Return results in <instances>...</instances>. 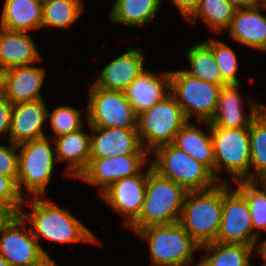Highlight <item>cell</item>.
Returning a JSON list of instances; mask_svg holds the SVG:
<instances>
[{
	"label": "cell",
	"instance_id": "cell-11",
	"mask_svg": "<svg viewBox=\"0 0 266 266\" xmlns=\"http://www.w3.org/2000/svg\"><path fill=\"white\" fill-rule=\"evenodd\" d=\"M232 186V181L231 184L223 182L222 218L215 242L253 247L258 237L253 232L248 203L237 189H231Z\"/></svg>",
	"mask_w": 266,
	"mask_h": 266
},
{
	"label": "cell",
	"instance_id": "cell-16",
	"mask_svg": "<svg viewBox=\"0 0 266 266\" xmlns=\"http://www.w3.org/2000/svg\"><path fill=\"white\" fill-rule=\"evenodd\" d=\"M87 125L91 132L90 158L149 154L142 146L137 128H101Z\"/></svg>",
	"mask_w": 266,
	"mask_h": 266
},
{
	"label": "cell",
	"instance_id": "cell-7",
	"mask_svg": "<svg viewBox=\"0 0 266 266\" xmlns=\"http://www.w3.org/2000/svg\"><path fill=\"white\" fill-rule=\"evenodd\" d=\"M214 149V176L220 182H228L220 177L222 169L234 179L250 181V138L249 127L219 128L210 126Z\"/></svg>",
	"mask_w": 266,
	"mask_h": 266
},
{
	"label": "cell",
	"instance_id": "cell-17",
	"mask_svg": "<svg viewBox=\"0 0 266 266\" xmlns=\"http://www.w3.org/2000/svg\"><path fill=\"white\" fill-rule=\"evenodd\" d=\"M145 50L128 47V50L110 61L99 71L95 82L96 87L125 91L126 88L145 70Z\"/></svg>",
	"mask_w": 266,
	"mask_h": 266
},
{
	"label": "cell",
	"instance_id": "cell-41",
	"mask_svg": "<svg viewBox=\"0 0 266 266\" xmlns=\"http://www.w3.org/2000/svg\"><path fill=\"white\" fill-rule=\"evenodd\" d=\"M253 252H255L257 255H259V258L263 260V263L261 266H266V238L261 239L260 237L256 239L255 243L253 244Z\"/></svg>",
	"mask_w": 266,
	"mask_h": 266
},
{
	"label": "cell",
	"instance_id": "cell-30",
	"mask_svg": "<svg viewBox=\"0 0 266 266\" xmlns=\"http://www.w3.org/2000/svg\"><path fill=\"white\" fill-rule=\"evenodd\" d=\"M250 138V181L266 180V109L263 108L251 121Z\"/></svg>",
	"mask_w": 266,
	"mask_h": 266
},
{
	"label": "cell",
	"instance_id": "cell-5",
	"mask_svg": "<svg viewBox=\"0 0 266 266\" xmlns=\"http://www.w3.org/2000/svg\"><path fill=\"white\" fill-rule=\"evenodd\" d=\"M147 241L152 266H181L195 261L200 245L179 223L152 225L135 232Z\"/></svg>",
	"mask_w": 266,
	"mask_h": 266
},
{
	"label": "cell",
	"instance_id": "cell-32",
	"mask_svg": "<svg viewBox=\"0 0 266 266\" xmlns=\"http://www.w3.org/2000/svg\"><path fill=\"white\" fill-rule=\"evenodd\" d=\"M236 183V189L245 197L248 203L253 232L259 238L261 233L266 231V180H240Z\"/></svg>",
	"mask_w": 266,
	"mask_h": 266
},
{
	"label": "cell",
	"instance_id": "cell-38",
	"mask_svg": "<svg viewBox=\"0 0 266 266\" xmlns=\"http://www.w3.org/2000/svg\"><path fill=\"white\" fill-rule=\"evenodd\" d=\"M164 0H162L163 2ZM187 21L199 7L201 0H169Z\"/></svg>",
	"mask_w": 266,
	"mask_h": 266
},
{
	"label": "cell",
	"instance_id": "cell-42",
	"mask_svg": "<svg viewBox=\"0 0 266 266\" xmlns=\"http://www.w3.org/2000/svg\"><path fill=\"white\" fill-rule=\"evenodd\" d=\"M33 266H58L54 259L49 256L44 257L40 262L34 264Z\"/></svg>",
	"mask_w": 266,
	"mask_h": 266
},
{
	"label": "cell",
	"instance_id": "cell-31",
	"mask_svg": "<svg viewBox=\"0 0 266 266\" xmlns=\"http://www.w3.org/2000/svg\"><path fill=\"white\" fill-rule=\"evenodd\" d=\"M235 10L229 0H201L199 7L187 22L194 25L201 19L209 30L218 34L230 26Z\"/></svg>",
	"mask_w": 266,
	"mask_h": 266
},
{
	"label": "cell",
	"instance_id": "cell-9",
	"mask_svg": "<svg viewBox=\"0 0 266 266\" xmlns=\"http://www.w3.org/2000/svg\"><path fill=\"white\" fill-rule=\"evenodd\" d=\"M170 93L181 106L185 117L192 121L210 122L215 114L222 86L208 83L179 69L169 71Z\"/></svg>",
	"mask_w": 266,
	"mask_h": 266
},
{
	"label": "cell",
	"instance_id": "cell-29",
	"mask_svg": "<svg viewBox=\"0 0 266 266\" xmlns=\"http://www.w3.org/2000/svg\"><path fill=\"white\" fill-rule=\"evenodd\" d=\"M84 8V0H43L41 29L70 28L83 15Z\"/></svg>",
	"mask_w": 266,
	"mask_h": 266
},
{
	"label": "cell",
	"instance_id": "cell-19",
	"mask_svg": "<svg viewBox=\"0 0 266 266\" xmlns=\"http://www.w3.org/2000/svg\"><path fill=\"white\" fill-rule=\"evenodd\" d=\"M44 67L30 65L5 70V97L14 105L43 99Z\"/></svg>",
	"mask_w": 266,
	"mask_h": 266
},
{
	"label": "cell",
	"instance_id": "cell-37",
	"mask_svg": "<svg viewBox=\"0 0 266 266\" xmlns=\"http://www.w3.org/2000/svg\"><path fill=\"white\" fill-rule=\"evenodd\" d=\"M13 107L14 105L5 96L0 98V139L8 136L9 141Z\"/></svg>",
	"mask_w": 266,
	"mask_h": 266
},
{
	"label": "cell",
	"instance_id": "cell-39",
	"mask_svg": "<svg viewBox=\"0 0 266 266\" xmlns=\"http://www.w3.org/2000/svg\"><path fill=\"white\" fill-rule=\"evenodd\" d=\"M18 215L19 213L9 203L0 201V231Z\"/></svg>",
	"mask_w": 266,
	"mask_h": 266
},
{
	"label": "cell",
	"instance_id": "cell-45",
	"mask_svg": "<svg viewBox=\"0 0 266 266\" xmlns=\"http://www.w3.org/2000/svg\"><path fill=\"white\" fill-rule=\"evenodd\" d=\"M196 262H192V263H189V264H186V265H181V266H204V264L202 263V261L200 260L198 263Z\"/></svg>",
	"mask_w": 266,
	"mask_h": 266
},
{
	"label": "cell",
	"instance_id": "cell-15",
	"mask_svg": "<svg viewBox=\"0 0 266 266\" xmlns=\"http://www.w3.org/2000/svg\"><path fill=\"white\" fill-rule=\"evenodd\" d=\"M241 85L242 83H230L221 87L215 114L209 122L210 126L227 129L246 128L264 108L262 103L249 98L250 113H246L244 98L239 91Z\"/></svg>",
	"mask_w": 266,
	"mask_h": 266
},
{
	"label": "cell",
	"instance_id": "cell-44",
	"mask_svg": "<svg viewBox=\"0 0 266 266\" xmlns=\"http://www.w3.org/2000/svg\"><path fill=\"white\" fill-rule=\"evenodd\" d=\"M0 266H10V264L6 261V259L0 255Z\"/></svg>",
	"mask_w": 266,
	"mask_h": 266
},
{
	"label": "cell",
	"instance_id": "cell-21",
	"mask_svg": "<svg viewBox=\"0 0 266 266\" xmlns=\"http://www.w3.org/2000/svg\"><path fill=\"white\" fill-rule=\"evenodd\" d=\"M124 92L135 114L139 115L170 94L169 70L158 74L145 70Z\"/></svg>",
	"mask_w": 266,
	"mask_h": 266
},
{
	"label": "cell",
	"instance_id": "cell-34",
	"mask_svg": "<svg viewBox=\"0 0 266 266\" xmlns=\"http://www.w3.org/2000/svg\"><path fill=\"white\" fill-rule=\"evenodd\" d=\"M212 50L214 59L221 71L223 80L227 83H242L237 77L239 63L238 56L228 43L216 38L203 40Z\"/></svg>",
	"mask_w": 266,
	"mask_h": 266
},
{
	"label": "cell",
	"instance_id": "cell-1",
	"mask_svg": "<svg viewBox=\"0 0 266 266\" xmlns=\"http://www.w3.org/2000/svg\"><path fill=\"white\" fill-rule=\"evenodd\" d=\"M26 204H29L31 211L25 212L22 209L20 214L30 223L33 236L39 245L41 238L55 244H102V241L77 217L70 214L68 209H63L46 196L24 198L22 208Z\"/></svg>",
	"mask_w": 266,
	"mask_h": 266
},
{
	"label": "cell",
	"instance_id": "cell-18",
	"mask_svg": "<svg viewBox=\"0 0 266 266\" xmlns=\"http://www.w3.org/2000/svg\"><path fill=\"white\" fill-rule=\"evenodd\" d=\"M48 107L44 99L14 104L10 126L9 141L14 144L46 136Z\"/></svg>",
	"mask_w": 266,
	"mask_h": 266
},
{
	"label": "cell",
	"instance_id": "cell-20",
	"mask_svg": "<svg viewBox=\"0 0 266 266\" xmlns=\"http://www.w3.org/2000/svg\"><path fill=\"white\" fill-rule=\"evenodd\" d=\"M265 6L249 9H236L230 26L226 29L228 37L234 42L266 53Z\"/></svg>",
	"mask_w": 266,
	"mask_h": 266
},
{
	"label": "cell",
	"instance_id": "cell-33",
	"mask_svg": "<svg viewBox=\"0 0 266 266\" xmlns=\"http://www.w3.org/2000/svg\"><path fill=\"white\" fill-rule=\"evenodd\" d=\"M81 117V110L74 106L60 105L52 111L48 109L47 120L50 121L49 124L51 125L50 128L53 133L52 136L48 137L54 139L81 129L84 127L83 123L85 124V122H87L86 115L85 119H82Z\"/></svg>",
	"mask_w": 266,
	"mask_h": 266
},
{
	"label": "cell",
	"instance_id": "cell-24",
	"mask_svg": "<svg viewBox=\"0 0 266 266\" xmlns=\"http://www.w3.org/2000/svg\"><path fill=\"white\" fill-rule=\"evenodd\" d=\"M43 0H4L0 27L10 31L41 30Z\"/></svg>",
	"mask_w": 266,
	"mask_h": 266
},
{
	"label": "cell",
	"instance_id": "cell-8",
	"mask_svg": "<svg viewBox=\"0 0 266 266\" xmlns=\"http://www.w3.org/2000/svg\"><path fill=\"white\" fill-rule=\"evenodd\" d=\"M187 122L176 98L168 94L137 115V132L143 148L150 154L160 146L173 144L175 135Z\"/></svg>",
	"mask_w": 266,
	"mask_h": 266
},
{
	"label": "cell",
	"instance_id": "cell-40",
	"mask_svg": "<svg viewBox=\"0 0 266 266\" xmlns=\"http://www.w3.org/2000/svg\"><path fill=\"white\" fill-rule=\"evenodd\" d=\"M236 9L258 8L265 5V0H229Z\"/></svg>",
	"mask_w": 266,
	"mask_h": 266
},
{
	"label": "cell",
	"instance_id": "cell-36",
	"mask_svg": "<svg viewBox=\"0 0 266 266\" xmlns=\"http://www.w3.org/2000/svg\"><path fill=\"white\" fill-rule=\"evenodd\" d=\"M24 198L10 177L0 175V201L9 203L20 214Z\"/></svg>",
	"mask_w": 266,
	"mask_h": 266
},
{
	"label": "cell",
	"instance_id": "cell-35",
	"mask_svg": "<svg viewBox=\"0 0 266 266\" xmlns=\"http://www.w3.org/2000/svg\"><path fill=\"white\" fill-rule=\"evenodd\" d=\"M9 145L0 144V175L10 177L16 184L18 178V145L8 141Z\"/></svg>",
	"mask_w": 266,
	"mask_h": 266
},
{
	"label": "cell",
	"instance_id": "cell-13",
	"mask_svg": "<svg viewBox=\"0 0 266 266\" xmlns=\"http://www.w3.org/2000/svg\"><path fill=\"white\" fill-rule=\"evenodd\" d=\"M150 154L115 155L112 158H90L86 169L77 179L96 186L99 195L111 184L125 177L139 174L150 162Z\"/></svg>",
	"mask_w": 266,
	"mask_h": 266
},
{
	"label": "cell",
	"instance_id": "cell-10",
	"mask_svg": "<svg viewBox=\"0 0 266 266\" xmlns=\"http://www.w3.org/2000/svg\"><path fill=\"white\" fill-rule=\"evenodd\" d=\"M86 124L101 128H137V115L124 91L89 87Z\"/></svg>",
	"mask_w": 266,
	"mask_h": 266
},
{
	"label": "cell",
	"instance_id": "cell-28",
	"mask_svg": "<svg viewBox=\"0 0 266 266\" xmlns=\"http://www.w3.org/2000/svg\"><path fill=\"white\" fill-rule=\"evenodd\" d=\"M185 56L189 61L190 69L182 68V70L187 74L215 85L223 86L227 84L222 78L211 48L204 41L197 42L189 47Z\"/></svg>",
	"mask_w": 266,
	"mask_h": 266
},
{
	"label": "cell",
	"instance_id": "cell-3",
	"mask_svg": "<svg viewBox=\"0 0 266 266\" xmlns=\"http://www.w3.org/2000/svg\"><path fill=\"white\" fill-rule=\"evenodd\" d=\"M17 188L20 195L45 197L46 187L53 180L57 159L53 139L44 136L18 145ZM23 189V190H22Z\"/></svg>",
	"mask_w": 266,
	"mask_h": 266
},
{
	"label": "cell",
	"instance_id": "cell-6",
	"mask_svg": "<svg viewBox=\"0 0 266 266\" xmlns=\"http://www.w3.org/2000/svg\"><path fill=\"white\" fill-rule=\"evenodd\" d=\"M150 156L152 169L182 186L187 192L213 188L219 181L203 164L173 144L158 147Z\"/></svg>",
	"mask_w": 266,
	"mask_h": 266
},
{
	"label": "cell",
	"instance_id": "cell-22",
	"mask_svg": "<svg viewBox=\"0 0 266 266\" xmlns=\"http://www.w3.org/2000/svg\"><path fill=\"white\" fill-rule=\"evenodd\" d=\"M42 61L39 49L29 32L10 31L0 27V68L30 66Z\"/></svg>",
	"mask_w": 266,
	"mask_h": 266
},
{
	"label": "cell",
	"instance_id": "cell-4",
	"mask_svg": "<svg viewBox=\"0 0 266 266\" xmlns=\"http://www.w3.org/2000/svg\"><path fill=\"white\" fill-rule=\"evenodd\" d=\"M223 182L186 194L179 223L200 245L215 242L222 218Z\"/></svg>",
	"mask_w": 266,
	"mask_h": 266
},
{
	"label": "cell",
	"instance_id": "cell-25",
	"mask_svg": "<svg viewBox=\"0 0 266 266\" xmlns=\"http://www.w3.org/2000/svg\"><path fill=\"white\" fill-rule=\"evenodd\" d=\"M207 127L206 134L202 128L188 121L175 135L173 145L205 165L214 174V149L209 122H199Z\"/></svg>",
	"mask_w": 266,
	"mask_h": 266
},
{
	"label": "cell",
	"instance_id": "cell-26",
	"mask_svg": "<svg viewBox=\"0 0 266 266\" xmlns=\"http://www.w3.org/2000/svg\"><path fill=\"white\" fill-rule=\"evenodd\" d=\"M162 0H115L108 15L113 24L144 27L162 8Z\"/></svg>",
	"mask_w": 266,
	"mask_h": 266
},
{
	"label": "cell",
	"instance_id": "cell-2",
	"mask_svg": "<svg viewBox=\"0 0 266 266\" xmlns=\"http://www.w3.org/2000/svg\"><path fill=\"white\" fill-rule=\"evenodd\" d=\"M186 194L182 186L159 175L149 162L143 206L127 229L135 233L148 226L179 222Z\"/></svg>",
	"mask_w": 266,
	"mask_h": 266
},
{
	"label": "cell",
	"instance_id": "cell-23",
	"mask_svg": "<svg viewBox=\"0 0 266 266\" xmlns=\"http://www.w3.org/2000/svg\"><path fill=\"white\" fill-rule=\"evenodd\" d=\"M57 162H67L64 176L78 178L86 169L90 159L91 133L83 127L53 139Z\"/></svg>",
	"mask_w": 266,
	"mask_h": 266
},
{
	"label": "cell",
	"instance_id": "cell-12",
	"mask_svg": "<svg viewBox=\"0 0 266 266\" xmlns=\"http://www.w3.org/2000/svg\"><path fill=\"white\" fill-rule=\"evenodd\" d=\"M27 221L19 214L0 231V255L10 266H33L49 253L38 244ZM24 226V227H23Z\"/></svg>",
	"mask_w": 266,
	"mask_h": 266
},
{
	"label": "cell",
	"instance_id": "cell-27",
	"mask_svg": "<svg viewBox=\"0 0 266 266\" xmlns=\"http://www.w3.org/2000/svg\"><path fill=\"white\" fill-rule=\"evenodd\" d=\"M206 254L200 260L204 266H253L252 246L245 244L210 242L200 246Z\"/></svg>",
	"mask_w": 266,
	"mask_h": 266
},
{
	"label": "cell",
	"instance_id": "cell-14",
	"mask_svg": "<svg viewBox=\"0 0 266 266\" xmlns=\"http://www.w3.org/2000/svg\"><path fill=\"white\" fill-rule=\"evenodd\" d=\"M146 170V171H145ZM148 178V168L139 174L122 178L111 184L99 196L115 212L124 218L128 227L140 214Z\"/></svg>",
	"mask_w": 266,
	"mask_h": 266
},
{
	"label": "cell",
	"instance_id": "cell-43",
	"mask_svg": "<svg viewBox=\"0 0 266 266\" xmlns=\"http://www.w3.org/2000/svg\"><path fill=\"white\" fill-rule=\"evenodd\" d=\"M5 96V70L0 68V98Z\"/></svg>",
	"mask_w": 266,
	"mask_h": 266
}]
</instances>
